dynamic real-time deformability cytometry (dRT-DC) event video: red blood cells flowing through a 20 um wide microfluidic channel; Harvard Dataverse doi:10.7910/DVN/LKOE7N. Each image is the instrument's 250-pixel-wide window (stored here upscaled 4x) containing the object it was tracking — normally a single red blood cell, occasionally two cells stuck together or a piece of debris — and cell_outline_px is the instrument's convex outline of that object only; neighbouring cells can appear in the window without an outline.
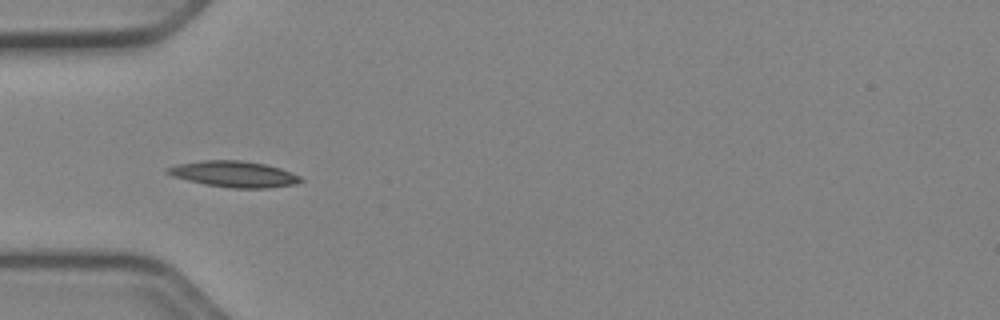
{"species": "Egyptian fruit bat (a non-hibernating species)", "species_latin": "Rousettus aegyptiacus", "temperature_condition": "cold", "stored_images_in_passage": 7, "camera_frame_rate_fps": 3000, "um_per_image_px": 0.085, "animal": {"sex": "female"}, "frame": {"image": 1, "passage_image": 3, "time_ms": 0.667, "image_size_px": [1000, 320], "cell_outline_px": [[304, 180], [296, 184], [268, 188], [228, 188], [204, 184], [172, 176], [164, 172], [164, 168], [176, 164], [204, 160], [240, 160], [264, 164], [280, 168], [292, 172], [300, 176]], "centroid_in_image_um": [19.87, 14.8], "position_along_channel_um": 65.1, "area_um2": 20.4}}